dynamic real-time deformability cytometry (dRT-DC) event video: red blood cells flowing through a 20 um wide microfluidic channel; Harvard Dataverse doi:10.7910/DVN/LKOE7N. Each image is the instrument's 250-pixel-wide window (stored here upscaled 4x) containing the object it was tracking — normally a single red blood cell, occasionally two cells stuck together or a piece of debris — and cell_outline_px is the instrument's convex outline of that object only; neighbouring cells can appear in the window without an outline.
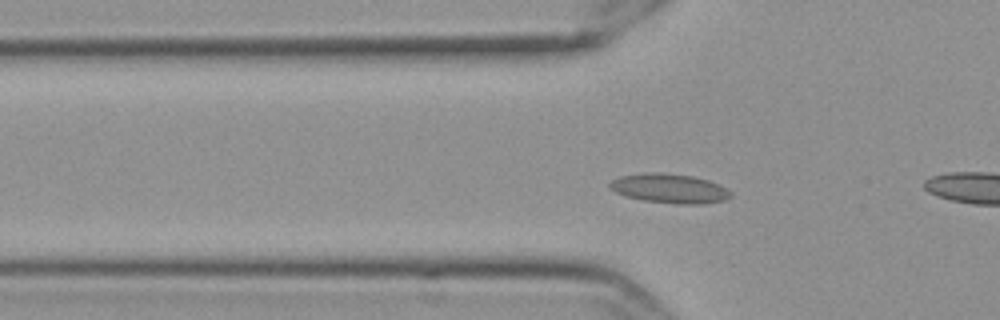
{"species": "Egyptian fruit bat (a non-hibernating species)", "species_latin": "Rousettus aegyptiacus", "temperature_condition": "cold", "stored_images_in_passage": 47, "camera_frame_rate_fps": 3000, "um_per_image_px": 0.085, "frame": {"image": 1, "passage_image": 7, "time_ms": 2.0, "image_size_px": [1000, 320], "cell_outline_px": [[732, 196], [724, 200], [704, 204], [676, 204], [644, 200], [624, 196], [608, 188], [608, 184], [612, 180], [620, 176], [644, 172], [660, 172], [692, 176], [708, 180], [720, 184], [732, 192]], "centroid_in_image_um": [56.9, 16.01], "position_along_channel_um": 68.9, "area_um2": 20.92}}
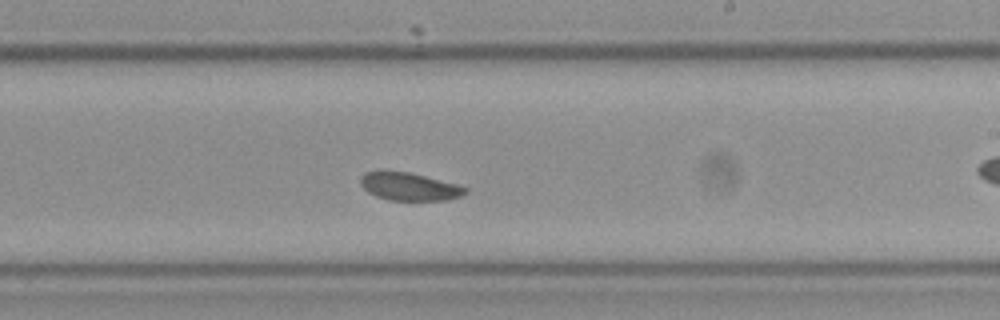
{"frame": {"image": 2, "passage_image": 23, "time_ms": 7.333, "image_size_px": [1000, 320], "cell_outline_px": [[468, 192], [460, 196], [448, 200], [388, 200], [376, 196], [368, 192], [360, 184], [360, 176], [364, 172], [408, 172], [456, 184], [468, 188]], "centroid_in_image_um": [34.79, 15.87], "position_along_channel_um": 254.2, "area_um2": 16.76}}
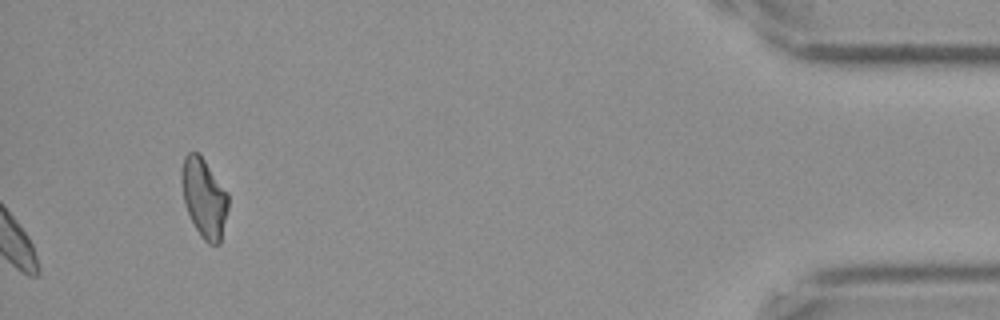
{"frame": {"image": 3, "passage_image": 47, "time_ms": 15.333, "image_size_px": [1000, 320], "cell_outline_px": [[228, 208], [220, 244], [208, 244], [200, 236], [188, 212], [184, 200], [180, 176], [180, 172], [184, 156], [188, 152], [200, 152], [228, 192]], "centroid_in_image_um": [17.35, 16.77], "position_along_channel_um": 417.8, "area_um2": 21.73}, "authors_computed_cell_mechanics": {"area_um2": 17.8602, "velocity_mm_per_s": 3.4888, "shape_relaxation_time_tau1_ms": 5.4711, "shape_relaxation_time_tau2_ms": null, "deformation_change_tau1": 0.0764, "deformation_change_tau2": null}}